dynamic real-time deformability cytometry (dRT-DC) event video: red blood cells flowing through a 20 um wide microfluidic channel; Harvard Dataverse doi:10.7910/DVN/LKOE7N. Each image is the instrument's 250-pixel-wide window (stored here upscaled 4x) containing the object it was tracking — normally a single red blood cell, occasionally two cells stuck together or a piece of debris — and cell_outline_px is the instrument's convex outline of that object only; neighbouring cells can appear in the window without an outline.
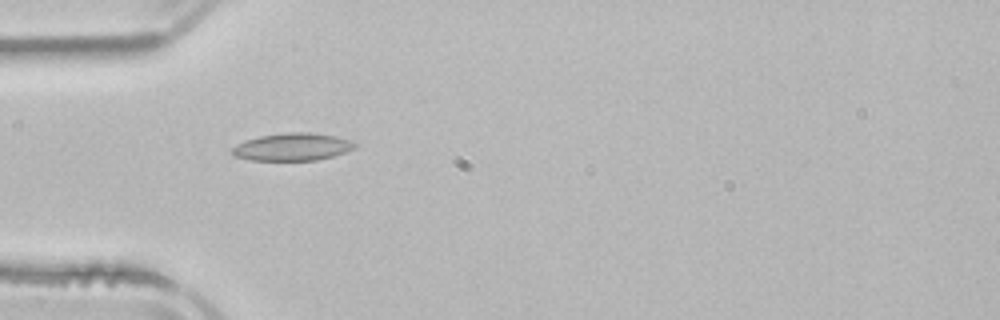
{"species": "common noctule bat (a hibernating species)", "species_latin": "Nyctalus noctula", "temperature_condition": "room temperature", "stored_images_in_passage": 3, "camera_frame_rate_fps": 3000, "um_per_image_px": 0.085, "animal": {"sex": "male", "body_mass_g": 21.5, "forearm_length_mm": 52.0}, "frame": {"image": 1, "passage_image": 3, "time_ms": 3.333, "image_size_px": [1000, 320], "cell_outline_px": [[360, 144], [356, 148], [332, 156], [316, 160], [252, 160], [236, 156], [232, 152], [232, 148], [236, 144], [244, 140], [260, 136], [284, 132], [308, 132], [336, 136]], "centroid_in_image_um": [24.87, 12.47], "position_along_channel_um": 60.1, "area_um2": 19.65}}